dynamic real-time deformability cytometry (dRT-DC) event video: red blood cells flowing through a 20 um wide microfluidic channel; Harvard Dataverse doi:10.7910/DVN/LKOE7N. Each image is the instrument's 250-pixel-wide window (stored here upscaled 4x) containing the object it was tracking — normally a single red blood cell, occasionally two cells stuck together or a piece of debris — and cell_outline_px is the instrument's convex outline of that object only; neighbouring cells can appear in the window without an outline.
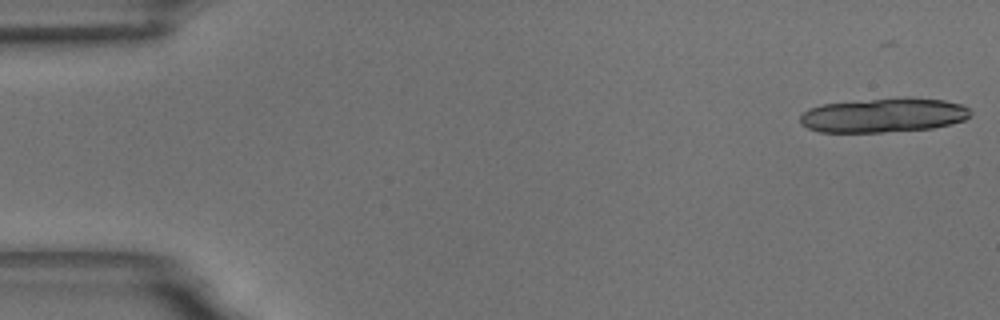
{"species": "common noctule bat (a hibernating species)", "species_latin": "Nyctalus noctula", "temperature_condition": "room temperature", "stored_images_in_passage": 12, "camera_frame_rate_fps": 3000, "um_per_image_px": 0.085, "animal": {"sex": "male", "body_mass_g": 18.8}, "frame": {"image": 1, "passage_image": 1, "time_ms": 0.0, "image_size_px": [1000, 320], "cell_outline_px": [[972, 112], [964, 120], [952, 124], [932, 128], [880, 132], [820, 132], [808, 128], [800, 124], [800, 116], [808, 108], [824, 104], [872, 100], [944, 100], [960, 104], [968, 108]], "centroid_in_image_um": [75.06, 9.84], "position_along_channel_um": 9.9, "area_um2": 32.89}}